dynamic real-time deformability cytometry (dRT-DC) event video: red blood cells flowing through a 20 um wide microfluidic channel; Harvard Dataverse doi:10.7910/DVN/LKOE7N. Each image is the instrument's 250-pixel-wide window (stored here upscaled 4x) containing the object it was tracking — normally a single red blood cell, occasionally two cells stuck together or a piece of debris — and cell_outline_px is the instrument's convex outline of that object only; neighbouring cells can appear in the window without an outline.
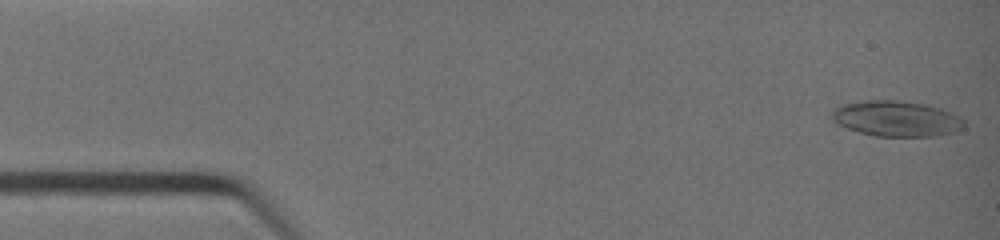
{"species": "common noctule bat (a hibernating species)", "species_latin": "Nyctalus noctula", "temperature_condition": "warm", "stored_images_in_passage": 41, "segment_of_instrument_passage": [1, 2], "camera_frame_rate_fps": 3000, "um_per_image_px": 0.085, "animal": {"sex": "female", "body_mass_g": 19.0, "forearm_length_mm": 51.5}, "frame": {"image": 1, "passage_image": 1, "time_ms": 0.0, "image_size_px": [1000, 240], "cell_outline_px": [[964, 128], [952, 132], [936, 136], [876, 136], [860, 132], [848, 128], [832, 120], [828, 116], [832, 108], [840, 104], [864, 100], [896, 100], [924, 104], [940, 108], [952, 112], [960, 116], [964, 120]], "centroid_in_image_um": [76.16, 10.07], "position_along_channel_um": 8.8, "area_um2": 27.63}}
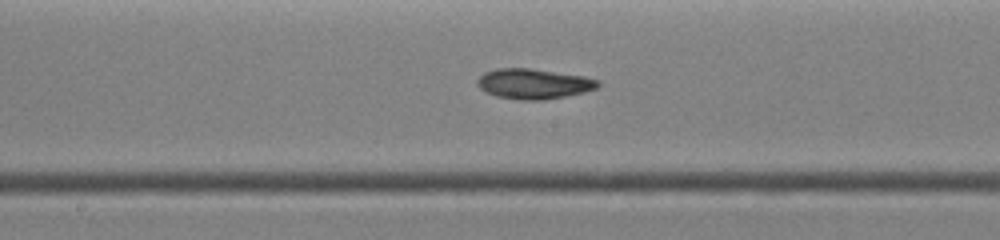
{"frame": {"image": 2, "passage_image": 21, "time_ms": 6.667, "image_size_px": [1000, 240], "cell_outline_px": [[600, 84], [596, 88], [584, 92], [564, 96], [540, 100], [516, 100], [496, 96], [480, 88], [476, 84], [476, 80], [484, 72], [496, 68], [532, 68], [584, 76], [600, 80]], "centroid_in_image_um": [45.34, 7.11], "position_along_channel_um": 202.9, "area_um2": 21.27}}
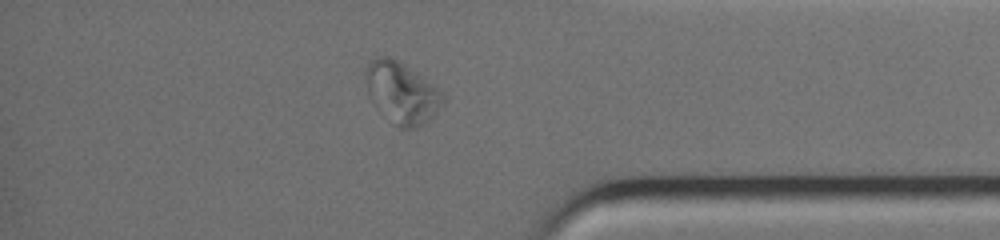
{"frame": {"image": 3, "passage_image": 34, "time_ms": 11.0, "image_size_px": [1000, 240], "cell_outline_px": [[444, 104], [428, 120], [412, 128], [400, 128], [392, 124], [372, 104], [368, 96], [364, 72], [368, 60], [376, 56], [388, 56], [404, 64], [436, 84], [444, 92]], "centroid_in_image_um": [34.12, 7.86], "position_along_channel_um": 401.1, "area_um2": 28.21}}